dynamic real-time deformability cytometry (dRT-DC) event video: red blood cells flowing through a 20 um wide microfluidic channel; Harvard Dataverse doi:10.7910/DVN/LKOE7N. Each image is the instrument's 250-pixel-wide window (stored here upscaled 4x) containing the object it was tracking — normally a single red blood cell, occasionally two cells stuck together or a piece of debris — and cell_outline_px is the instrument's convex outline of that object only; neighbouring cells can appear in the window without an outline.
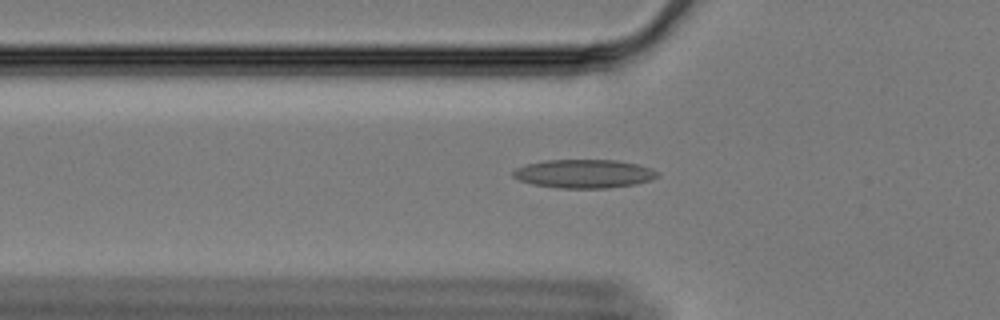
{"species": "Egyptian fruit bat (a non-hibernating species)", "species_latin": "Rousettus aegyptiacus", "temperature_condition": "cold", "stored_images_in_passage": 46, "camera_frame_rate_fps": 3000, "um_per_image_px": 0.085, "animal": {"sex": "female"}, "frame": {"image": 1, "passage_image": 7, "time_ms": 2.0, "image_size_px": [1000, 320], "cell_outline_px": [[660, 176], [636, 184], [608, 188], [560, 188], [532, 184], [520, 180], [512, 176], [512, 172], [516, 168], [528, 164], [544, 160], [616, 160], [636, 164], [652, 168], [660, 172]], "centroid_in_image_um": [49.66, 14.77], "position_along_channel_um": 76.1, "area_um2": 24.04}}
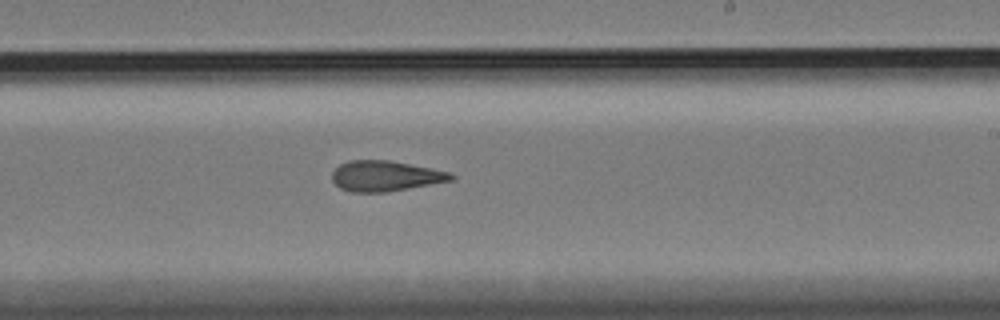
{"frame": {"image": 2, "passage_image": 23, "time_ms": 7.333, "image_size_px": [1000, 320], "cell_outline_px": [[456, 176], [452, 180], [388, 192], [352, 192], [340, 188], [332, 180], [332, 172], [340, 164], [348, 160], [388, 160], [448, 172]], "centroid_in_image_um": [32.7, 14.96], "position_along_channel_um": 256.3, "area_um2": 20.87}}
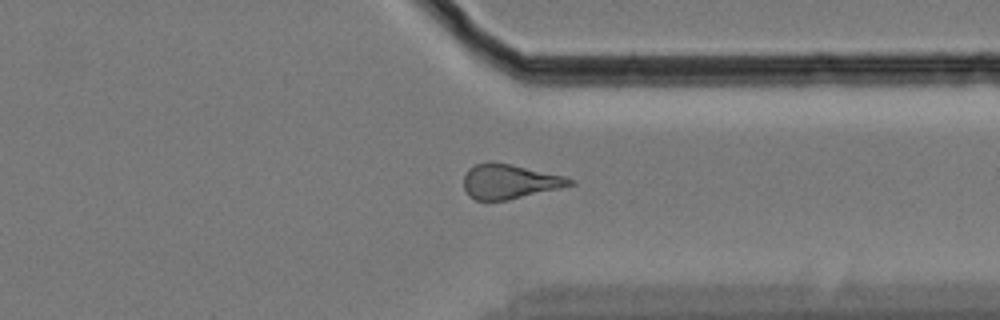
{"frame": {"image": 3, "passage_image": 33, "time_ms": 10.667, "image_size_px": [1000, 320], "cell_outline_px": [[576, 184], [508, 200], [476, 200], [468, 196], [464, 188], [464, 176], [468, 168], [476, 164], [492, 160], [564, 176], [576, 180]], "centroid_in_image_um": [43.29, 15.42], "position_along_channel_um": 368.1, "area_um2": 21.44}, "authors_computed_cell_mechanics": {"area_um2": 21.3282, "velocity_mm_per_s": 3.3548, "shape_relaxation_time_tau1_ms": null, "shape_relaxation_time_tau2_ms": 5.0994, "deformation_change_tau1": null, "deformation_change_tau2": 0.1642}}